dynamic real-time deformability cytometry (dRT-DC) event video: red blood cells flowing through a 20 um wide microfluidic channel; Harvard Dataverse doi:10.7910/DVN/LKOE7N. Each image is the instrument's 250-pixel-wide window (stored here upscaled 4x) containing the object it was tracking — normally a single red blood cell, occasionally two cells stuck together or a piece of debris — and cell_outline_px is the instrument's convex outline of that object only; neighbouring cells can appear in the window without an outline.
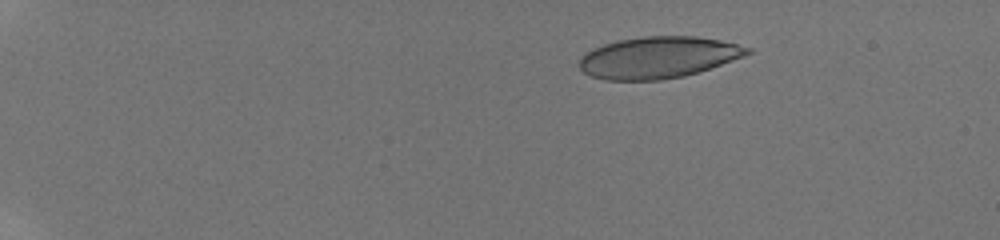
{"species": "human", "species_latin": "Homo sapiens", "temperature_condition": "room temperature", "stored_images_in_passage": 46, "camera_frame_rate_fps": 3000, "um_per_image_px": 0.085, "donor": {"sex": "male"}, "frame": {"image": 1, "passage_image": 1, "time_ms": 0.0, "image_size_px": [1000, 240], "cell_outline_px": [[752, 52], [744, 56], [684, 76], [660, 80], [604, 80], [592, 76], [584, 72], [580, 68], [580, 56], [592, 48], [604, 44], [620, 40], [644, 36], [696, 36], [720, 40], [752, 48]], "centroid_in_image_um": [55.93, 4.88], "position_along_channel_um": 29.1, "area_um2": 40.46}}
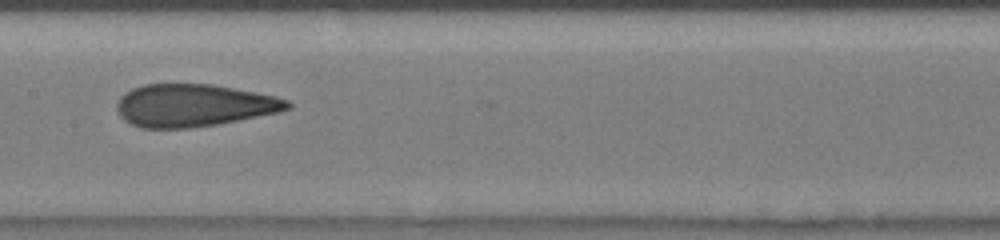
{"frame": {"image": 2, "passage_image": 23, "time_ms": 7.333, "image_size_px": [1000, 240], "cell_outline_px": [[292, 108], [280, 112], [216, 124], [188, 128], [144, 128], [132, 124], [124, 120], [120, 116], [116, 108], [116, 104], [120, 96], [132, 88], [144, 84], [212, 84], [256, 92], [276, 96], [288, 100], [292, 104]], "centroid_in_image_um": [16.47, 8.95], "position_along_channel_um": 190.9, "area_um2": 42.31}}
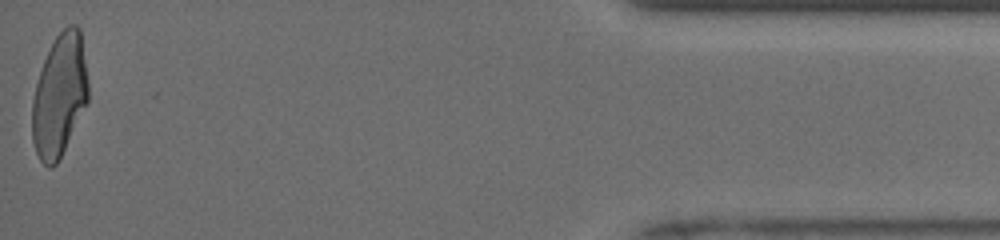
{"frame": {"image": 3, "passage_image": 46, "time_ms": 15.0, "image_size_px": [1000, 240], "cell_outline_px": [[88, 100], [56, 164], [52, 168], [48, 168], [40, 160], [36, 152], [32, 140], [32, 100], [36, 84], [44, 60], [56, 36], [68, 24], [76, 24], [80, 28], [88, 80]], "centroid_in_image_um": [5.05, 8.09], "position_along_channel_um": 430.2, "area_um2": 39.54}, "authors_computed_cell_mechanics": {"area_um2": 41.8472, "velocity_mm_per_s": 3.9615, "shape_relaxation_time_tau1_ms": 10.3694, "shape_relaxation_time_tau2_ms": 1.0109, "deformation_change_tau1": 0.2833, "deformation_change_tau2": 0.0772}}